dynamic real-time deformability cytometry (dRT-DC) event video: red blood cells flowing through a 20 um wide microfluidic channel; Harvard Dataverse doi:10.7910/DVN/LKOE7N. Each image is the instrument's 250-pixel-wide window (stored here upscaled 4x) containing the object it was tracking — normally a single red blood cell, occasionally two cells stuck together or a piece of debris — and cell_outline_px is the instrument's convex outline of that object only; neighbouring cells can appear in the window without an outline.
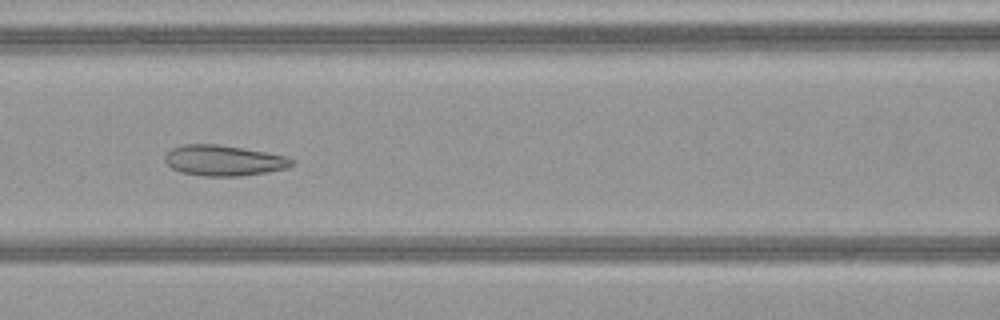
{"species": "common noctule bat (a hibernating species)", "species_latin": "Nyctalus noctula", "temperature_condition": "warm", "stored_images_in_passage": 38, "camera_frame_rate_fps": 3000, "um_per_image_px": 0.085, "animal": {"sex": "female", "body_mass_g": 21.9}, "frame": {"image": 1, "passage_image": 13, "time_ms": 4.0, "image_size_px": [1000, 320], "cell_outline_px": [[296, 160], [288, 168], [240, 176], [204, 176], [180, 172], [172, 168], [164, 160], [164, 156], [172, 148], [184, 144], [216, 144], [288, 156]], "centroid_in_image_um": [19.01, 13.64], "position_along_channel_um": 147.6, "area_um2": 22.48}}
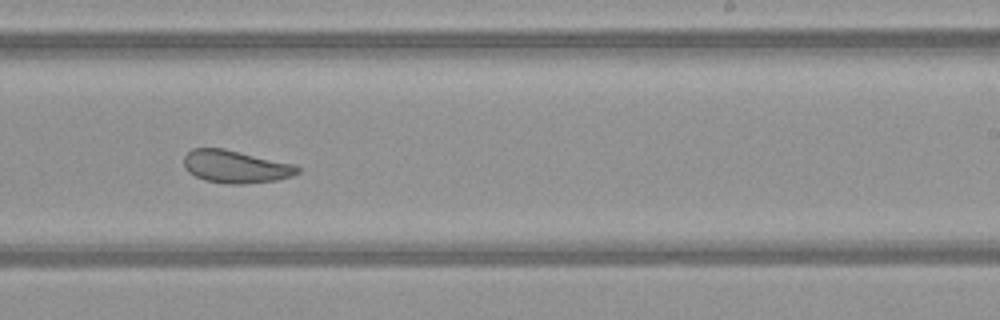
{"frame": {"image": 2, "passage_image": 22, "time_ms": 7.0, "image_size_px": [1000, 320], "cell_outline_px": [[300, 172], [292, 176], [276, 180], [244, 184], [224, 184], [204, 180], [188, 172], [184, 168], [184, 156], [192, 148], [224, 148], [296, 164], [300, 168]], "centroid_in_image_um": [20.04, 14.16], "position_along_channel_um": 269.0, "area_um2": 21.91}}
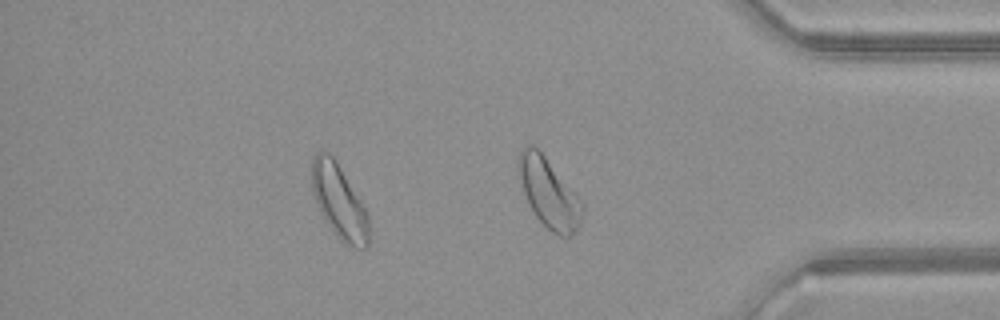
{"frame": {"image": 3, "passage_image": 32, "time_ms": 10.333, "image_size_px": [1000, 320], "cell_outline_px": [[368, 248], [356, 248], [344, 244], [340, 240], [324, 220], [320, 212], [312, 192], [312, 156], [320, 148], [328, 152], [336, 160], [360, 200], [368, 216]], "centroid_in_image_um": [28.79, 17.11], "position_along_channel_um": 406.4, "area_um2": 24.62}, "authors_computed_cell_mechanics": {"area_um2": 23.1489, "velocity_mm_per_s": 4.0514, "shape_relaxation_time_tau1_ms": null, "shape_relaxation_time_tau2_ms": 1.3941, "deformation_change_tau1": null, "deformation_change_tau2": 0.0821}}